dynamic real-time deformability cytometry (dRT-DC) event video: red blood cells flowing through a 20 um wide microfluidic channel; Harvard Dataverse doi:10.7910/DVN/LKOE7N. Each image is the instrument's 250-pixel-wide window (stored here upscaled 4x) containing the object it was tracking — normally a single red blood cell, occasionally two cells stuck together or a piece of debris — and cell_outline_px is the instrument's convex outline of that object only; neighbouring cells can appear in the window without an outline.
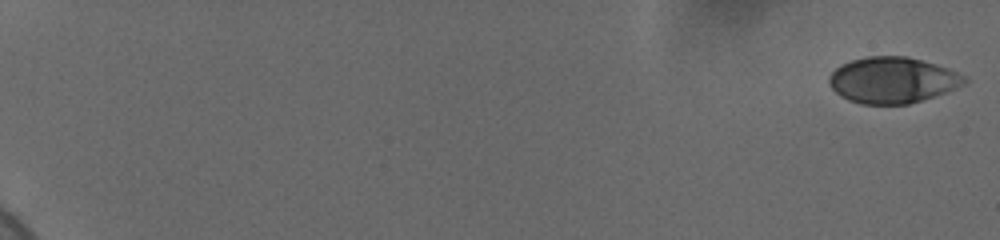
{"species": "human", "species_latin": "Homo sapiens", "temperature_condition": "cold", "stored_images_in_passage": 59, "camera_frame_rate_fps": 3000, "um_per_image_px": 0.085, "donor": {"sex": "female"}, "frame": {"image": 1, "passage_image": 1, "time_ms": 0.0, "image_size_px": [1000, 240], "cell_outline_px": [[968, 80], [964, 84], [944, 92], [908, 104], [860, 104], [848, 100], [840, 96], [828, 84], [828, 76], [840, 64], [852, 60], [868, 56], [904, 56], [936, 64], [948, 68], [964, 76]], "centroid_in_image_um": [75.81, 6.81], "position_along_channel_um": 9.2, "area_um2": 36.07}}
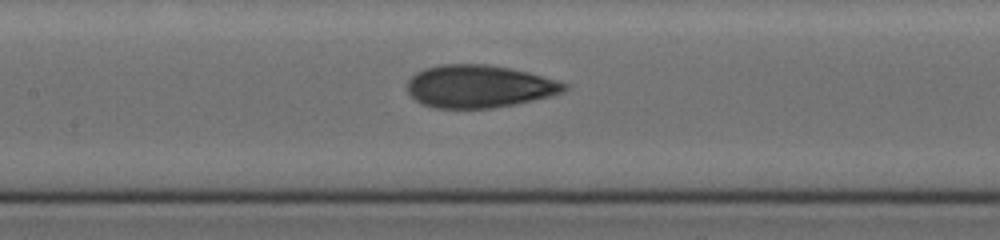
{"frame": {"image": 2, "passage_image": 32, "time_ms": 10.333, "image_size_px": [1000, 240], "cell_outline_px": [[568, 88], [564, 92], [516, 104], [492, 108], [436, 108], [420, 104], [408, 92], [408, 80], [416, 72], [424, 68], [440, 64], [484, 64], [512, 68], [528, 72], [556, 80], [568, 84]], "centroid_in_image_um": [40.71, 7.34], "position_along_channel_um": 166.7, "area_um2": 39.07}}
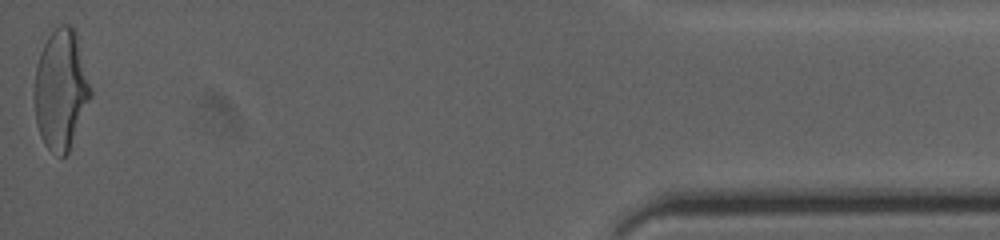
{"frame": {"image": 3, "passage_image": 59, "time_ms": 19.333, "image_size_px": [1000, 240], "cell_outline_px": [[92, 96], [68, 152], [64, 156], [60, 156], [52, 152], [44, 144], [40, 136], [36, 124], [32, 92], [36, 64], [40, 52], [48, 36], [60, 24], [68, 24], [76, 28], [92, 88]], "centroid_in_image_um": [5.17, 7.58], "position_along_channel_um": 430.0, "area_um2": 40.17}, "authors_computed_cell_mechanics": {"area_um2": 37.9746, "velocity_mm_per_s": 3.683, "shape_relaxation_time_tau1_ms": 5.7668, "shape_relaxation_time_tau2_ms": 1.2375, "deformation_change_tau1": 0.1814, "deformation_change_tau2": 0.0748}}